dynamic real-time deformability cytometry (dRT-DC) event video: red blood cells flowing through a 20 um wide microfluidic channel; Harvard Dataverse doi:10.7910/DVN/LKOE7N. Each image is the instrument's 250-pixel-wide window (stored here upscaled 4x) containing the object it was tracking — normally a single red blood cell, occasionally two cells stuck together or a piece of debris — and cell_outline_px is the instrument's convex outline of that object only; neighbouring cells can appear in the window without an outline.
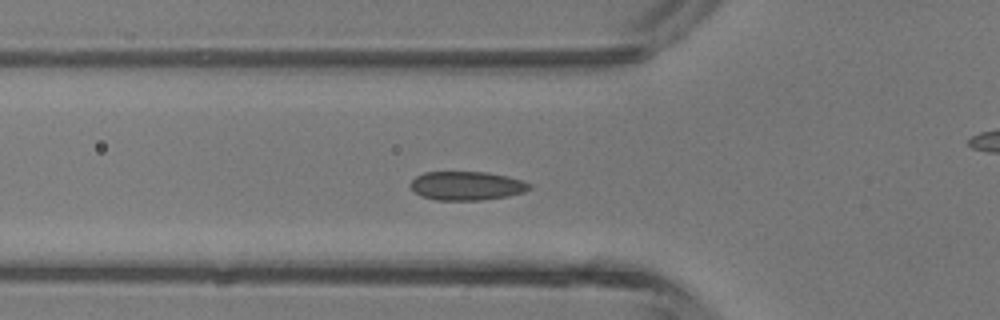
{"species": "common noctule bat (a hibernating species)", "species_latin": "Nyctalus noctula", "temperature_condition": "room temperature", "stored_images_in_passage": 44, "camera_frame_rate_fps": 3000, "um_per_image_px": 0.085, "animal": {"sex": "male", "body_mass_g": 13.3}, "frame": {"image": 1, "passage_image": 14, "time_ms": 4.333, "image_size_px": [1000, 320], "cell_outline_px": [[532, 188], [524, 192], [508, 196], [480, 200], [436, 200], [420, 196], [408, 184], [416, 176], [424, 172], [488, 172], [508, 176], [524, 180], [532, 184]], "centroid_in_image_um": [39.7, 15.79], "position_along_channel_um": 86.1, "area_um2": 20.17}}
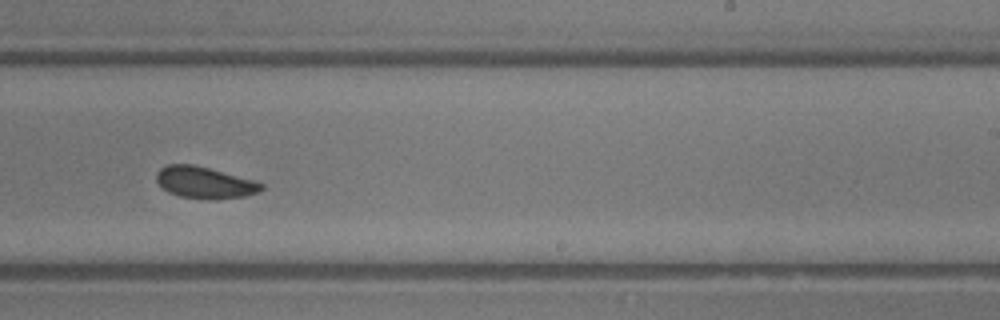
{"frame": {"image": 2, "passage_image": 26, "time_ms": 8.333, "image_size_px": [1000, 320], "cell_outline_px": [[264, 188], [256, 192], [244, 196], [216, 200], [208, 200], [180, 196], [168, 192], [156, 180], [156, 172], [160, 168], [168, 164], [192, 164], [208, 168], [264, 184]], "centroid_in_image_um": [17.34, 15.53], "position_along_channel_um": 271.7, "area_um2": 19.07}}
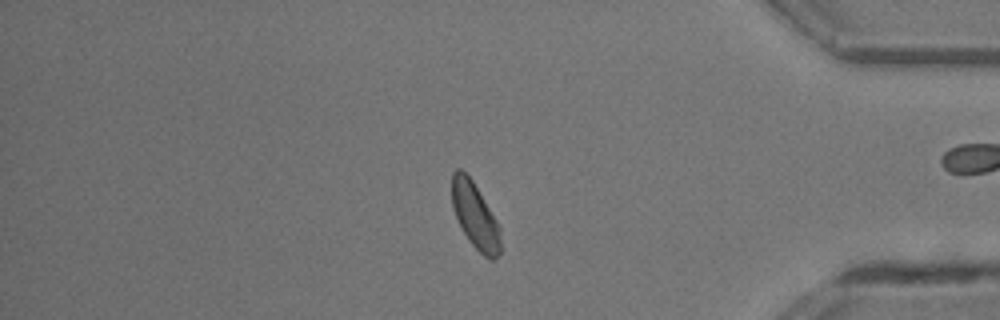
{"frame": {"image": 3, "passage_image": 36, "time_ms": 11.667, "image_size_px": [1000, 320], "cell_outline_px": [[500, 252], [496, 260], [488, 260], [468, 240], [452, 208], [452, 172], [456, 168], [460, 168], [472, 180], [496, 220], [500, 228]], "centroid_in_image_um": [40.38, 18.35], "position_along_channel_um": 394.8, "area_um2": 18.44}, "authors_computed_cell_mechanics": {"area_um2": 19.6809, "velocity_mm_per_s": 4.6266, "shape_relaxation_time_tau1_ms": 1.3489, "shape_relaxation_time_tau2_ms": 2.382, "deformation_change_tau1": 0.0561, "deformation_change_tau2": 0.0451}}